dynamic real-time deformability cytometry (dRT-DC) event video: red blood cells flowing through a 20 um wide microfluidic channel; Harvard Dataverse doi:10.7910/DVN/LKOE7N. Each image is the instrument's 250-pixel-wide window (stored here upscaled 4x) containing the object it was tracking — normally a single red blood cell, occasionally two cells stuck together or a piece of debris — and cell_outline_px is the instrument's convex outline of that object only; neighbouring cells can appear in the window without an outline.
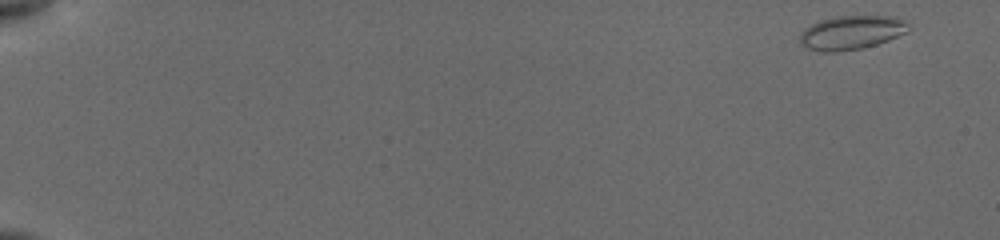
{"species": "common noctule bat (a hibernating species)", "species_latin": "Nyctalus noctula", "temperature_condition": "cold", "stored_images_in_passage": 37, "camera_frame_rate_fps": 3000, "um_per_image_px": 0.085, "animal": {"sex": "female", "body_mass_g": 19.5, "forearm_length_mm": 54.1}, "frame": {"image": 1, "passage_image": 1, "time_ms": 0.0, "image_size_px": [1000, 240], "cell_outline_px": [[908, 32], [888, 40], [864, 48], [840, 52], [820, 52], [804, 48], [800, 40], [800, 32], [804, 28], [820, 20], [836, 16], [896, 16], [904, 20], [908, 24]], "centroid_in_image_um": [72.35, 2.78], "position_along_channel_um": 12.7, "area_um2": 21.73}}
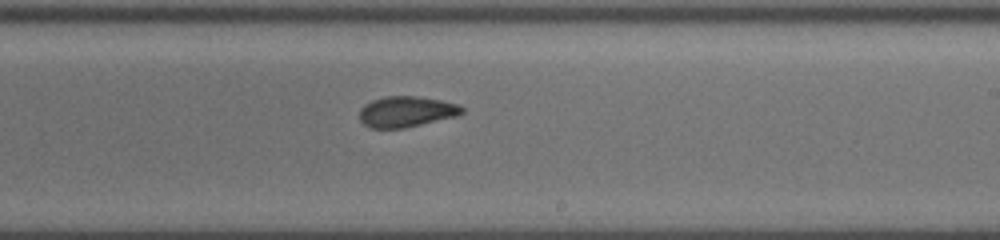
{"frame": {"image": 2, "passage_image": 22, "time_ms": 11.0, "image_size_px": [1000, 240], "cell_outline_px": [[464, 112], [456, 116], [404, 128], [372, 128], [364, 124], [360, 120], [360, 108], [364, 104], [372, 100], [388, 96], [416, 96], [440, 100], [460, 104], [464, 108]], "centroid_in_image_um": [34.54, 9.48], "position_along_channel_um": 254.5, "area_um2": 18.32}}
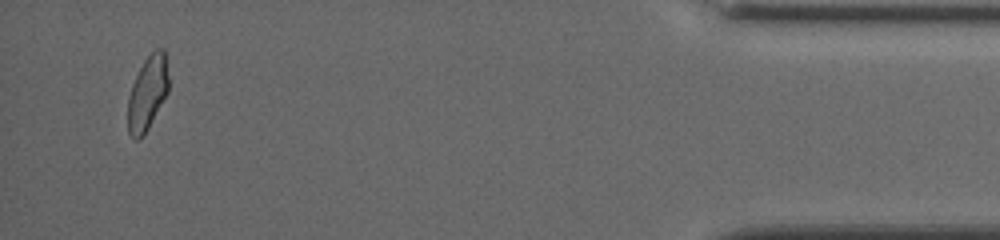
{"frame": {"image": 3, "passage_image": 36, "time_ms": 17.0, "image_size_px": [1000, 240], "cell_outline_px": [[168, 92], [148, 128], [136, 140], [128, 132], [128, 96], [132, 84], [144, 60], [156, 48], [164, 48], [168, 76]], "centroid_in_image_um": [12.54, 7.88], "position_along_channel_um": 422.7, "area_um2": 17.28}, "authors_computed_cell_mechanics": {"area_um2": 18.9584, "velocity_mm_per_s": 3.8271, "shape_relaxation_time_tau1_ms": 3.3843, "shape_relaxation_time_tau2_ms": 0.9739, "deformation_change_tau1": 0.1284, "deformation_change_tau2": 0.0657}}